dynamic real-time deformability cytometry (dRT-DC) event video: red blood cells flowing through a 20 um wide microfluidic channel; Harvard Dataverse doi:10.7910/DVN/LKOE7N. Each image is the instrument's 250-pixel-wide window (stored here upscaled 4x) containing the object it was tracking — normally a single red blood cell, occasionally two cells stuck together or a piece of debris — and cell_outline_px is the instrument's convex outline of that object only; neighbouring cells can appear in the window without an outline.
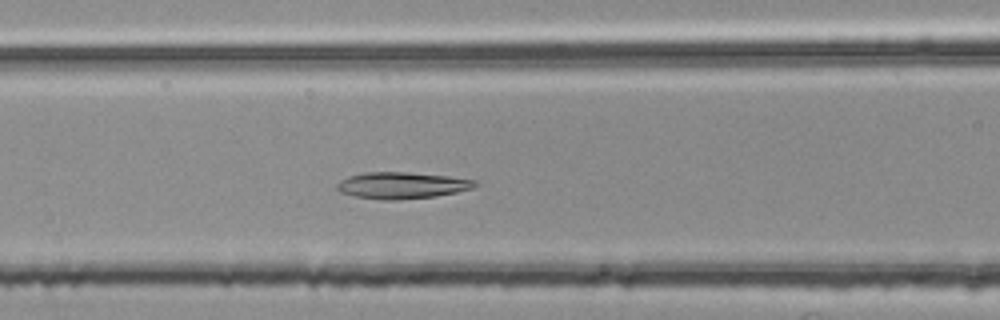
{"species": "common noctule bat (a hibernating species)", "species_latin": "Nyctalus noctula", "temperature_condition": "room temperature", "stored_images_in_passage": 35, "camera_frame_rate_fps": 3000, "um_per_image_px": 0.085, "animal": {"sex": "female", "body_mass_g": 25.1}, "frame": {"image": 1, "passage_image": 11, "time_ms": 3.333, "image_size_px": [1000, 320], "cell_outline_px": [[480, 184], [472, 188], [456, 192], [436, 196], [396, 200], [380, 200], [356, 196], [340, 192], [336, 188], [336, 184], [340, 180], [348, 176], [368, 172], [408, 172], [448, 176], [476, 180]], "centroid_in_image_um": [34.16, 15.75], "position_along_channel_um": 132.4, "area_um2": 21.39}}
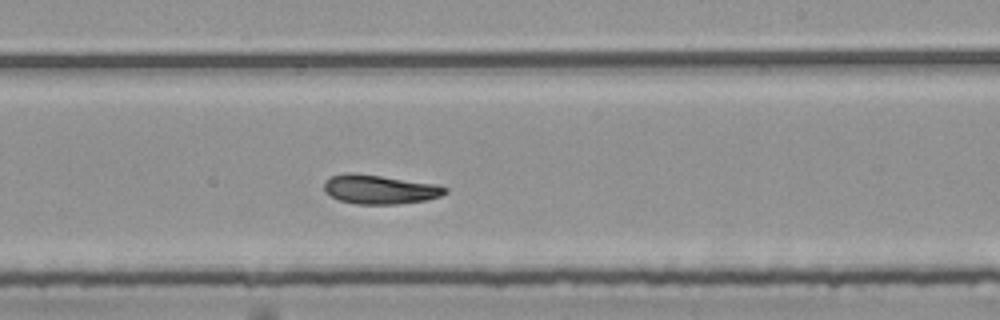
{"frame": {"image": 2, "passage_image": 21, "time_ms": 6.667, "image_size_px": [1000, 320], "cell_outline_px": [[448, 192], [440, 196], [424, 200], [400, 204], [356, 204], [340, 200], [324, 192], [324, 180], [332, 176], [348, 172], [380, 176], [436, 184], [448, 188]], "centroid_in_image_um": [32.26, 16.1], "position_along_channel_um": 256.7, "area_um2": 20.4}}
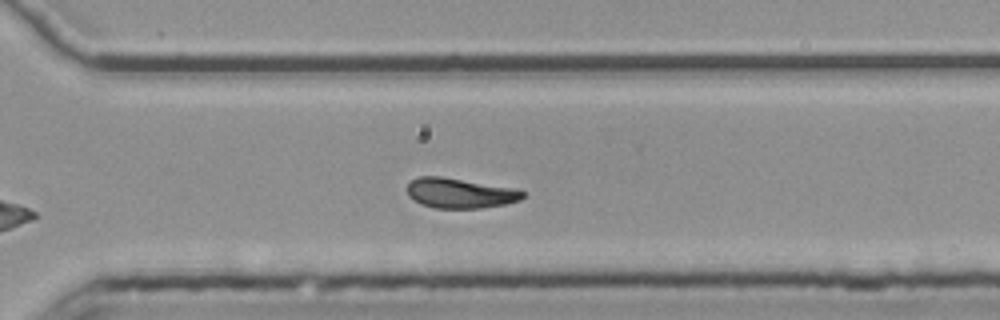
{"frame": {"image": 3, "passage_image": 27, "time_ms": 8.667, "image_size_px": [1000, 320], "cell_outline_px": [[524, 196], [520, 200], [504, 204], [480, 208], [432, 208], [420, 204], [408, 196], [408, 184], [416, 176], [440, 176], [520, 188], [524, 192]], "centroid_in_image_um": [39.11, 16.4], "position_along_channel_um": 331.5, "area_um2": 20.52}, "authors_computed_cell_mechanics": {"area_um2": 20.6346, "velocity_mm_per_s": 3.7454, "shape_relaxation_time_tau1_ms": 5.6961, "shape_relaxation_time_tau2_ms": 10.6822, "deformation_change_tau1": 0.147, "deformation_change_tau2": 0.1567}}